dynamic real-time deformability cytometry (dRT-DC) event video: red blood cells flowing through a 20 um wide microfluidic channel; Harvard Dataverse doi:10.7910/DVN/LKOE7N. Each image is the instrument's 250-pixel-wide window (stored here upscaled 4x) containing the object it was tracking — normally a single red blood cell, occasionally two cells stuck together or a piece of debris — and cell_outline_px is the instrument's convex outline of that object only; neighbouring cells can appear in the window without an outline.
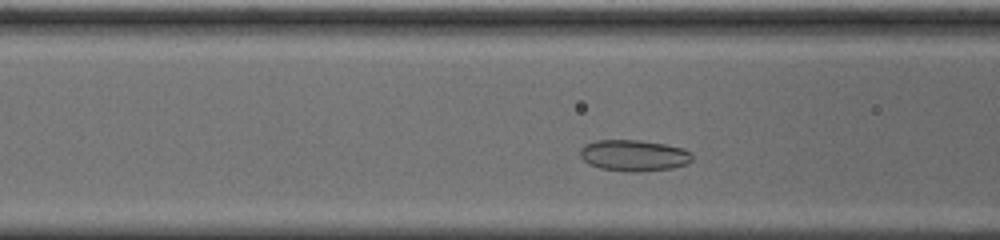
{"species": "common noctule bat (a hibernating species)", "species_latin": "Nyctalus noctula", "temperature_condition": "cold", "stored_images_in_passage": 34, "camera_frame_rate_fps": 3000, "um_per_image_px": 0.085, "animal": {"sex": "male", "body_mass_g": 20.0, "forearm_length_mm": 53.3}, "frame": {"image": 1, "passage_image": 11, "time_ms": 3.333, "image_size_px": [1000, 240], "cell_outline_px": [[692, 160], [688, 164], [672, 168], [640, 172], [628, 172], [600, 168], [588, 164], [580, 156], [580, 148], [584, 144], [596, 140], [640, 140], [664, 144], [684, 148], [692, 152]], "centroid_in_image_um": [53.89, 13.22], "position_along_channel_um": 112.7, "area_um2": 20.69}}
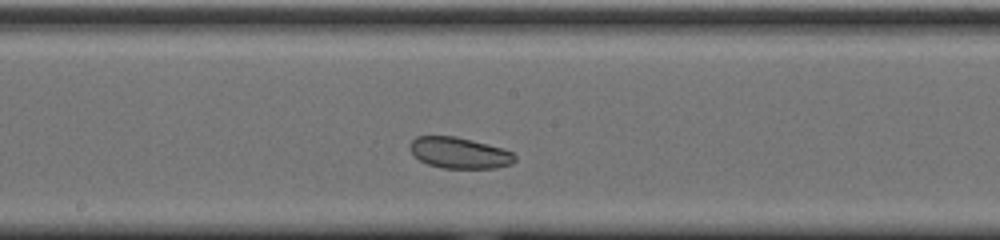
{"frame": {"image": 2, "passage_image": 19, "time_ms": 6.0, "image_size_px": [1000, 240], "cell_outline_px": [[516, 160], [512, 164], [496, 168], [444, 168], [428, 164], [420, 160], [412, 152], [408, 144], [416, 136], [456, 136], [504, 148], [512, 152], [516, 156]], "centroid_in_image_um": [39.07, 12.99], "position_along_channel_um": 209.1, "area_um2": 19.07}}
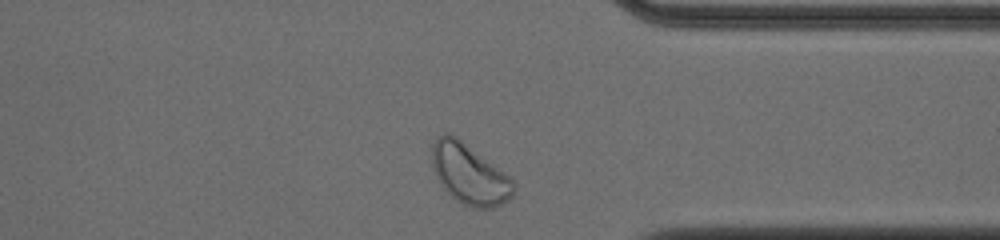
{"frame": {"image": 3, "passage_image": 33, "time_ms": 10.667, "image_size_px": [1000, 240], "cell_outline_px": [[516, 188], [512, 196], [508, 200], [492, 208], [472, 208], [456, 200], [440, 184], [436, 176], [432, 164], [432, 144], [444, 132], [448, 132], [456, 136], [504, 172], [516, 184]], "centroid_in_image_um": [39.9, 14.8], "position_along_channel_um": 371.5, "area_um2": 28.44}}